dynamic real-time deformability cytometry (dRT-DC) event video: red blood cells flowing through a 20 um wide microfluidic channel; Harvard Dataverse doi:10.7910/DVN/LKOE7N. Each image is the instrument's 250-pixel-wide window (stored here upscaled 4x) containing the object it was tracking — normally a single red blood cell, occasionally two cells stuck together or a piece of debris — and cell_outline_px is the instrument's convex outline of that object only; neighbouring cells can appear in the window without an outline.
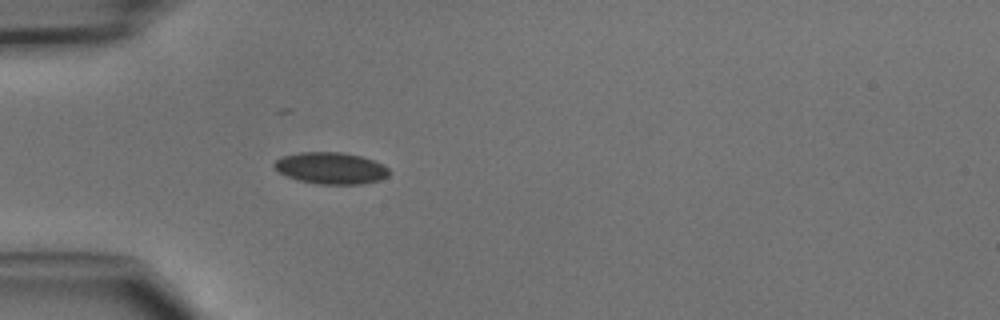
{"species": "common noctule bat (a hibernating species)", "species_latin": "Nyctalus noctula", "temperature_condition": "cold", "stored_images_in_passage": 26, "camera_frame_rate_fps": 3000, "um_per_image_px": 0.085, "animal": {"sex": "male", "body_mass_g": 15.6}, "frame": {"image": 1, "passage_image": 5, "time_ms": 1.333, "image_size_px": [1000, 320], "cell_outline_px": [[388, 176], [380, 180], [360, 184], [320, 184], [296, 180], [280, 172], [272, 164], [280, 156], [300, 152], [340, 152], [360, 156], [384, 164], [388, 168]], "centroid_in_image_um": [28.11, 14.29], "position_along_channel_um": 56.9, "area_um2": 21.15}}
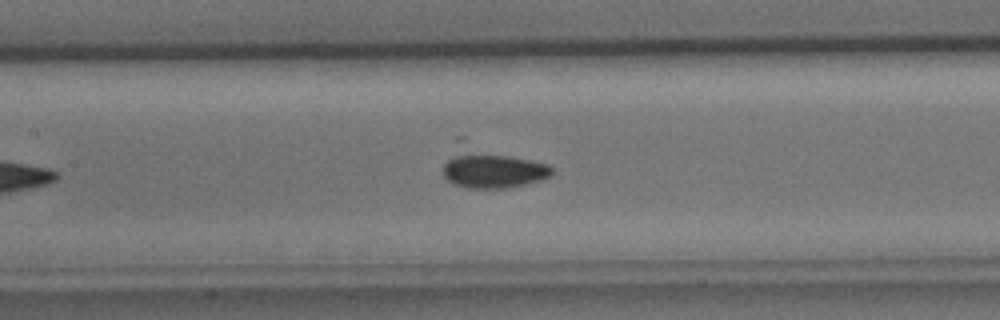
{"frame": {"image": 2, "passage_image": 13, "time_ms": 4.0, "image_size_px": [1000, 320], "cell_outline_px": [[552, 176], [540, 180], [508, 188], [468, 188], [452, 184], [444, 176], [444, 164], [448, 160], [464, 152], [508, 156], [548, 164], [552, 168]], "centroid_in_image_um": [41.94, 14.54], "position_along_channel_um": 165.5, "area_um2": 21.5}}
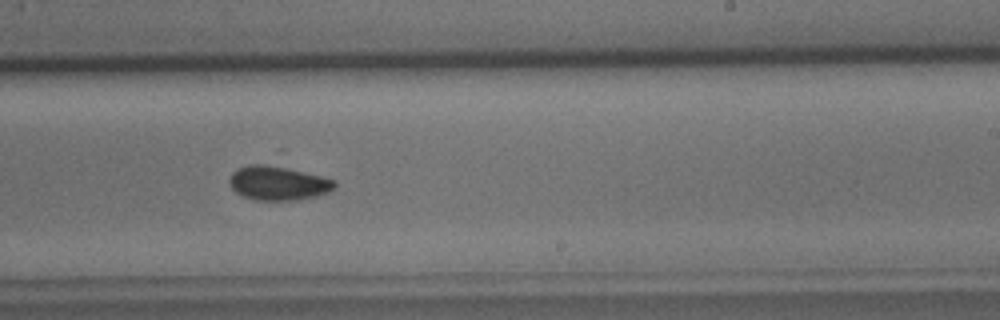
{"frame": {"image": 3, "passage_image": 20, "time_ms": 6.333, "image_size_px": [1000, 320], "cell_outline_px": [[336, 188], [328, 192], [316, 196], [296, 200], [256, 200], [244, 196], [236, 192], [232, 188], [228, 180], [232, 172], [248, 164], [264, 164], [284, 168], [320, 176], [336, 180]], "centroid_in_image_um": [23.63, 15.58], "position_along_channel_um": 265.4, "area_um2": 20.63}}